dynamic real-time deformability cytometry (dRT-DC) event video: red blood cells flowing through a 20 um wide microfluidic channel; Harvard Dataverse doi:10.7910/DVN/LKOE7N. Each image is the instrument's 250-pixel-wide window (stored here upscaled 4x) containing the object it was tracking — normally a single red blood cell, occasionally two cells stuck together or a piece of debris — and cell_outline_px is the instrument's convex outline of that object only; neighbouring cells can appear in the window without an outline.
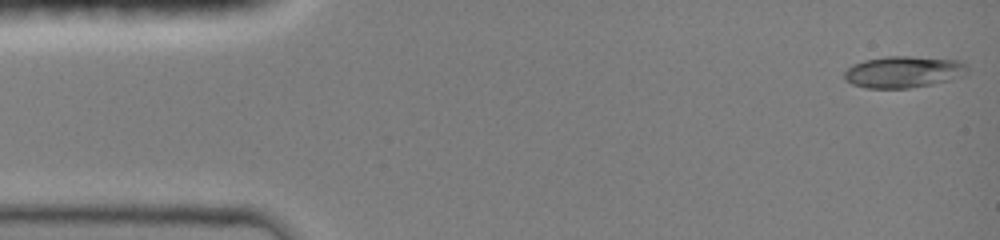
{"species": "common noctule bat (a hibernating species)", "species_latin": "Nyctalus noctula", "temperature_condition": "room temperature", "stored_images_in_passage": 61, "camera_frame_rate_fps": 3000, "um_per_image_px": 0.085, "animal": {"sex": "female", "body_mass_g": 19.0, "forearm_length_mm": 51.5}, "frame": {"image": 1, "passage_image": 1, "time_ms": 0.0, "image_size_px": [1000, 240], "cell_outline_px": [[968, 72], [960, 76], [948, 80], [908, 88], [868, 88], [852, 84], [844, 80], [844, 72], [852, 64], [864, 60], [884, 56], [908, 56], [956, 60], [964, 64], [968, 68]], "centroid_in_image_um": [76.73, 6.1], "position_along_channel_um": 8.3, "area_um2": 22.43}}
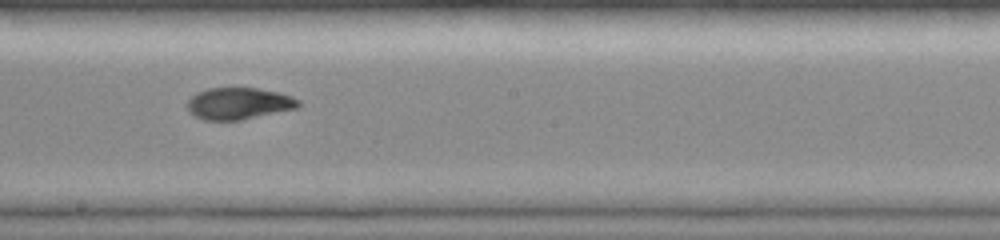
{"frame": {"image": 2, "passage_image": 27, "time_ms": 8.0, "image_size_px": [1000, 240], "cell_outline_px": [[300, 104], [296, 108], [240, 120], [204, 120], [188, 112], [188, 100], [196, 92], [208, 88], [256, 88], [280, 92], [292, 96], [300, 100]], "centroid_in_image_um": [20.29, 8.79], "position_along_channel_um": 227.9, "area_um2": 20.52}}
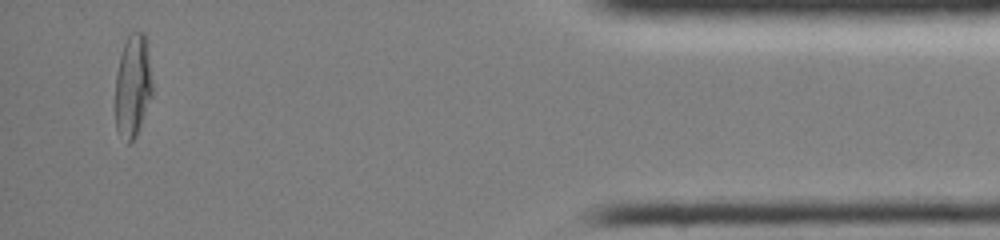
{"frame": {"image": 3, "passage_image": 58, "time_ms": 14.0, "image_size_px": [1000, 240], "cell_outline_px": [[152, 96], [136, 136], [128, 144], [116, 132], [116, 72], [120, 56], [124, 44], [128, 36], [132, 32], [144, 32], [148, 44], [152, 80]], "centroid_in_image_um": [11.3, 7.3], "position_along_channel_um": 423.9, "area_um2": 22.37}, "authors_computed_cell_mechanics": {"area_um2": 21.1548, "velocity_mm_per_s": 4.1787, "shape_relaxation_time_tau1_ms": null, "shape_relaxation_time_tau2_ms": 1.2609, "deformation_change_tau1": null, "deformation_change_tau2": 0.0519}}